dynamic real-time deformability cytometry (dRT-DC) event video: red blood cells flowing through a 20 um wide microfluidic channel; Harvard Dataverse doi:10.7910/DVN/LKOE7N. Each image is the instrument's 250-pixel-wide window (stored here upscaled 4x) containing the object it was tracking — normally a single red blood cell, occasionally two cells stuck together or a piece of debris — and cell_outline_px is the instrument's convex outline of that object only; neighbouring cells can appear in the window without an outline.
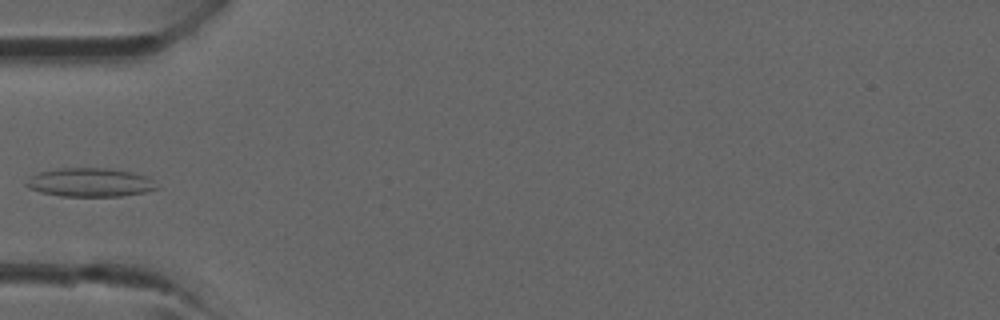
{"species": "common noctule bat (a hibernating species)", "species_latin": "Nyctalus noctula", "temperature_condition": "room temperature", "stored_images_in_passage": 4, "camera_frame_rate_fps": 3000, "um_per_image_px": 0.085, "animal": {"sex": "male", "forearm_length_mm": 52.5}, "frame": {"image": 1, "passage_image": 4, "time_ms": 3.667, "image_size_px": [1000, 320], "cell_outline_px": [[160, 188], [144, 192], [120, 196], [60, 196], [40, 192], [28, 188], [24, 184], [24, 180], [28, 176], [40, 172], [60, 168], [108, 168], [132, 172], [148, 176]], "centroid_in_image_um": [7.61, 15.5], "position_along_channel_um": 77.4, "area_um2": 22.02}}